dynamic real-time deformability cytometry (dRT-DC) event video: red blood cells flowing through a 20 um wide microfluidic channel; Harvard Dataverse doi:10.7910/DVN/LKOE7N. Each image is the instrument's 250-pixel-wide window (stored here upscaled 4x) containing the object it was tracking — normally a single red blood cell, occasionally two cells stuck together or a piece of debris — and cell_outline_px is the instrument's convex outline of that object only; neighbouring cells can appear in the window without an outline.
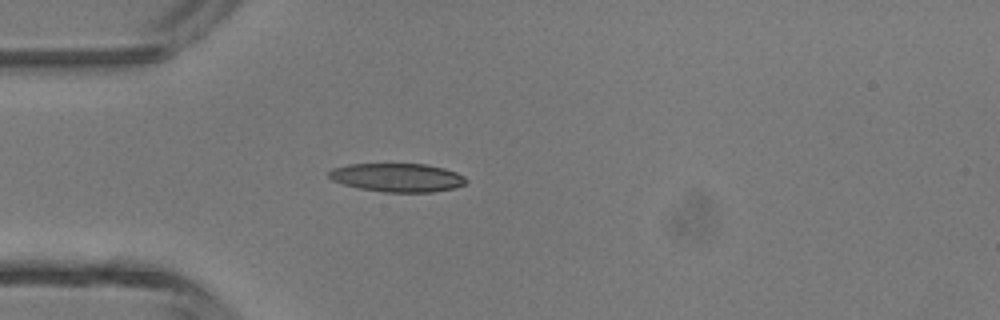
{"species": "common noctule bat (a hibernating species)", "species_latin": "Nyctalus noctula", "temperature_condition": "room temperature", "stored_images_in_passage": 3, "camera_frame_rate_fps": 3000, "um_per_image_px": 0.085, "animal": {"sex": "male", "body_mass_g": 13.3}, "frame": {"image": 1, "passage_image": 3, "time_ms": 0.667, "image_size_px": [1000, 320], "cell_outline_px": [[468, 180], [464, 184], [456, 188], [432, 192], [384, 192], [360, 188], [344, 184], [332, 180], [328, 176], [328, 172], [332, 168], [348, 164], [428, 164], [444, 168], [456, 172], [464, 176]], "centroid_in_image_um": [33.79, 15.09], "position_along_channel_um": 51.2, "area_um2": 22.89}}